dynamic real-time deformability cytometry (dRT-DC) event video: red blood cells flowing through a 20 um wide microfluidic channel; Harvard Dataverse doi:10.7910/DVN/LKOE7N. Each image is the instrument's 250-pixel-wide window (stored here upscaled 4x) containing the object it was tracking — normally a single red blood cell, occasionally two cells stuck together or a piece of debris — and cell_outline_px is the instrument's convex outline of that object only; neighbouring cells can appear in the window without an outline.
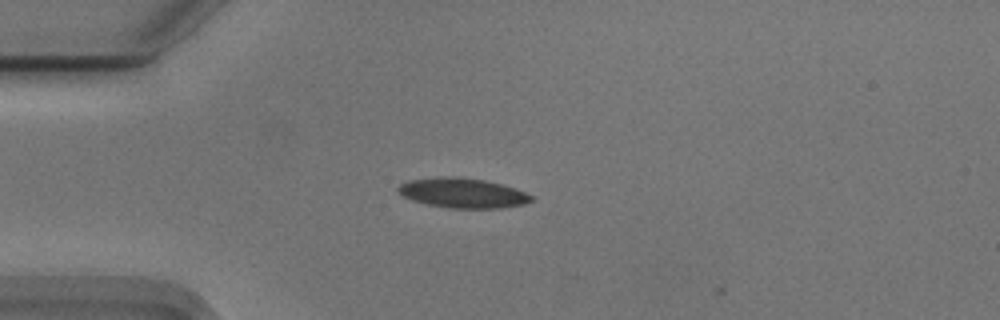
{"species": "Egyptian fruit bat (a non-hibernating species)", "species_latin": "Rousettus aegyptiacus", "temperature_condition": "cold", "stored_images_in_passage": 3, "camera_frame_rate_fps": 3000, "um_per_image_px": 0.085, "animal": {"sex": "male"}, "frame": {"image": 1, "passage_image": 1, "time_ms": 0.0, "image_size_px": [1000, 320], "cell_outline_px": [[532, 200], [524, 204], [504, 208], [448, 208], [428, 204], [412, 200], [404, 196], [396, 188], [400, 184], [408, 180], [436, 176], [452, 176], [484, 180], [500, 184], [524, 192], [532, 196]], "centroid_in_image_um": [39.29, 16.4], "position_along_channel_um": 45.7, "area_um2": 23.0}}